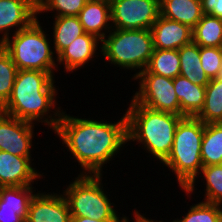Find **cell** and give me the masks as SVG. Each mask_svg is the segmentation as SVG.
<instances>
[{
    "mask_svg": "<svg viewBox=\"0 0 222 222\" xmlns=\"http://www.w3.org/2000/svg\"><path fill=\"white\" fill-rule=\"evenodd\" d=\"M100 120L78 118L62 111L54 130L79 163L82 169L79 174L104 175V165L114 160L128 143L126 113L114 123Z\"/></svg>",
    "mask_w": 222,
    "mask_h": 222,
    "instance_id": "6da1fadb",
    "label": "cell"
},
{
    "mask_svg": "<svg viewBox=\"0 0 222 222\" xmlns=\"http://www.w3.org/2000/svg\"><path fill=\"white\" fill-rule=\"evenodd\" d=\"M54 79L48 72L18 70L11 96L0 111L35 125L42 123L54 131L63 111L56 106L59 93Z\"/></svg>",
    "mask_w": 222,
    "mask_h": 222,
    "instance_id": "7a4b0ae2",
    "label": "cell"
},
{
    "mask_svg": "<svg viewBox=\"0 0 222 222\" xmlns=\"http://www.w3.org/2000/svg\"><path fill=\"white\" fill-rule=\"evenodd\" d=\"M125 113L128 143L138 142L139 147L162 164L172 150L174 133L183 116L152 110L132 98Z\"/></svg>",
    "mask_w": 222,
    "mask_h": 222,
    "instance_id": "3957f363",
    "label": "cell"
},
{
    "mask_svg": "<svg viewBox=\"0 0 222 222\" xmlns=\"http://www.w3.org/2000/svg\"><path fill=\"white\" fill-rule=\"evenodd\" d=\"M205 124L196 117H183L177 124L172 150L163 162L178 182L180 189H185L200 173L201 145Z\"/></svg>",
    "mask_w": 222,
    "mask_h": 222,
    "instance_id": "277c9868",
    "label": "cell"
},
{
    "mask_svg": "<svg viewBox=\"0 0 222 222\" xmlns=\"http://www.w3.org/2000/svg\"><path fill=\"white\" fill-rule=\"evenodd\" d=\"M154 52L151 29H114L101 44L100 57L120 69L135 71L132 77L144 71ZM138 69V70H137Z\"/></svg>",
    "mask_w": 222,
    "mask_h": 222,
    "instance_id": "5b68a950",
    "label": "cell"
},
{
    "mask_svg": "<svg viewBox=\"0 0 222 222\" xmlns=\"http://www.w3.org/2000/svg\"><path fill=\"white\" fill-rule=\"evenodd\" d=\"M38 19L8 37L1 45L10 54L18 70L44 71L54 77L58 65L57 57L51 48L52 38H48L49 35Z\"/></svg>",
    "mask_w": 222,
    "mask_h": 222,
    "instance_id": "8992f818",
    "label": "cell"
},
{
    "mask_svg": "<svg viewBox=\"0 0 222 222\" xmlns=\"http://www.w3.org/2000/svg\"><path fill=\"white\" fill-rule=\"evenodd\" d=\"M103 175L78 174L63 190L71 216L95 220H122L103 188ZM106 192V193H105Z\"/></svg>",
    "mask_w": 222,
    "mask_h": 222,
    "instance_id": "52a82bcc",
    "label": "cell"
},
{
    "mask_svg": "<svg viewBox=\"0 0 222 222\" xmlns=\"http://www.w3.org/2000/svg\"><path fill=\"white\" fill-rule=\"evenodd\" d=\"M139 81L132 99L156 111L180 115V103L175 93L173 79L153 73H139L131 78Z\"/></svg>",
    "mask_w": 222,
    "mask_h": 222,
    "instance_id": "ba28073f",
    "label": "cell"
},
{
    "mask_svg": "<svg viewBox=\"0 0 222 222\" xmlns=\"http://www.w3.org/2000/svg\"><path fill=\"white\" fill-rule=\"evenodd\" d=\"M114 29H151L160 15V0H109Z\"/></svg>",
    "mask_w": 222,
    "mask_h": 222,
    "instance_id": "9c48e42d",
    "label": "cell"
},
{
    "mask_svg": "<svg viewBox=\"0 0 222 222\" xmlns=\"http://www.w3.org/2000/svg\"><path fill=\"white\" fill-rule=\"evenodd\" d=\"M34 126L0 111V151L31 157V151L34 150Z\"/></svg>",
    "mask_w": 222,
    "mask_h": 222,
    "instance_id": "30bf717a",
    "label": "cell"
},
{
    "mask_svg": "<svg viewBox=\"0 0 222 222\" xmlns=\"http://www.w3.org/2000/svg\"><path fill=\"white\" fill-rule=\"evenodd\" d=\"M38 16L37 0H0V44Z\"/></svg>",
    "mask_w": 222,
    "mask_h": 222,
    "instance_id": "8fae6325",
    "label": "cell"
},
{
    "mask_svg": "<svg viewBox=\"0 0 222 222\" xmlns=\"http://www.w3.org/2000/svg\"><path fill=\"white\" fill-rule=\"evenodd\" d=\"M31 158L0 151V187L37 184V179L43 178L44 173L33 167L34 159Z\"/></svg>",
    "mask_w": 222,
    "mask_h": 222,
    "instance_id": "7c38bea8",
    "label": "cell"
},
{
    "mask_svg": "<svg viewBox=\"0 0 222 222\" xmlns=\"http://www.w3.org/2000/svg\"><path fill=\"white\" fill-rule=\"evenodd\" d=\"M37 191L30 201L25 222H70L68 203L62 193Z\"/></svg>",
    "mask_w": 222,
    "mask_h": 222,
    "instance_id": "4fadbf2b",
    "label": "cell"
},
{
    "mask_svg": "<svg viewBox=\"0 0 222 222\" xmlns=\"http://www.w3.org/2000/svg\"><path fill=\"white\" fill-rule=\"evenodd\" d=\"M101 44L102 40L85 32L56 56L57 65L63 64L64 72L73 73L82 66L88 65L89 61H94L93 58L99 57L97 53L98 51L101 53Z\"/></svg>",
    "mask_w": 222,
    "mask_h": 222,
    "instance_id": "5bb4252c",
    "label": "cell"
},
{
    "mask_svg": "<svg viewBox=\"0 0 222 222\" xmlns=\"http://www.w3.org/2000/svg\"><path fill=\"white\" fill-rule=\"evenodd\" d=\"M154 49H175L192 42V29L161 15L151 27Z\"/></svg>",
    "mask_w": 222,
    "mask_h": 222,
    "instance_id": "9a60e30c",
    "label": "cell"
},
{
    "mask_svg": "<svg viewBox=\"0 0 222 222\" xmlns=\"http://www.w3.org/2000/svg\"><path fill=\"white\" fill-rule=\"evenodd\" d=\"M84 32L102 40L111 30V12L109 0H88L77 16Z\"/></svg>",
    "mask_w": 222,
    "mask_h": 222,
    "instance_id": "2e32d148",
    "label": "cell"
},
{
    "mask_svg": "<svg viewBox=\"0 0 222 222\" xmlns=\"http://www.w3.org/2000/svg\"><path fill=\"white\" fill-rule=\"evenodd\" d=\"M173 85L180 103V116L196 117L204 106L206 86L193 84L181 75L173 79Z\"/></svg>",
    "mask_w": 222,
    "mask_h": 222,
    "instance_id": "e0dca14e",
    "label": "cell"
},
{
    "mask_svg": "<svg viewBox=\"0 0 222 222\" xmlns=\"http://www.w3.org/2000/svg\"><path fill=\"white\" fill-rule=\"evenodd\" d=\"M160 15L193 29L204 14L201 0H160Z\"/></svg>",
    "mask_w": 222,
    "mask_h": 222,
    "instance_id": "ac0fdd59",
    "label": "cell"
},
{
    "mask_svg": "<svg viewBox=\"0 0 222 222\" xmlns=\"http://www.w3.org/2000/svg\"><path fill=\"white\" fill-rule=\"evenodd\" d=\"M198 178L204 179L202 180L206 188H204V202L222 205V164L203 166L198 176L182 189L187 197L190 198L192 193L194 195V190H198L195 187Z\"/></svg>",
    "mask_w": 222,
    "mask_h": 222,
    "instance_id": "d6986e66",
    "label": "cell"
},
{
    "mask_svg": "<svg viewBox=\"0 0 222 222\" xmlns=\"http://www.w3.org/2000/svg\"><path fill=\"white\" fill-rule=\"evenodd\" d=\"M179 51L180 75L189 79L193 84L206 86L210 79L201 66L200 46L193 41L182 46Z\"/></svg>",
    "mask_w": 222,
    "mask_h": 222,
    "instance_id": "ffe728a7",
    "label": "cell"
},
{
    "mask_svg": "<svg viewBox=\"0 0 222 222\" xmlns=\"http://www.w3.org/2000/svg\"><path fill=\"white\" fill-rule=\"evenodd\" d=\"M52 24V48L56 56L69 46V44H71L77 37L85 33L77 16L54 17V22Z\"/></svg>",
    "mask_w": 222,
    "mask_h": 222,
    "instance_id": "44dd1931",
    "label": "cell"
},
{
    "mask_svg": "<svg viewBox=\"0 0 222 222\" xmlns=\"http://www.w3.org/2000/svg\"><path fill=\"white\" fill-rule=\"evenodd\" d=\"M201 160L203 166L222 164V122L205 124Z\"/></svg>",
    "mask_w": 222,
    "mask_h": 222,
    "instance_id": "7402d4cb",
    "label": "cell"
},
{
    "mask_svg": "<svg viewBox=\"0 0 222 222\" xmlns=\"http://www.w3.org/2000/svg\"><path fill=\"white\" fill-rule=\"evenodd\" d=\"M140 73H153L174 79L180 75L179 51L154 49L146 69Z\"/></svg>",
    "mask_w": 222,
    "mask_h": 222,
    "instance_id": "603a6c76",
    "label": "cell"
},
{
    "mask_svg": "<svg viewBox=\"0 0 222 222\" xmlns=\"http://www.w3.org/2000/svg\"><path fill=\"white\" fill-rule=\"evenodd\" d=\"M192 41L202 47H220L222 19L204 14L192 29Z\"/></svg>",
    "mask_w": 222,
    "mask_h": 222,
    "instance_id": "cb8c5ba5",
    "label": "cell"
},
{
    "mask_svg": "<svg viewBox=\"0 0 222 222\" xmlns=\"http://www.w3.org/2000/svg\"><path fill=\"white\" fill-rule=\"evenodd\" d=\"M204 124L222 122V80L210 79L206 85L204 106L196 116Z\"/></svg>",
    "mask_w": 222,
    "mask_h": 222,
    "instance_id": "d4e9b609",
    "label": "cell"
},
{
    "mask_svg": "<svg viewBox=\"0 0 222 222\" xmlns=\"http://www.w3.org/2000/svg\"><path fill=\"white\" fill-rule=\"evenodd\" d=\"M34 189L33 185L0 187V208L29 209Z\"/></svg>",
    "mask_w": 222,
    "mask_h": 222,
    "instance_id": "484cf974",
    "label": "cell"
},
{
    "mask_svg": "<svg viewBox=\"0 0 222 222\" xmlns=\"http://www.w3.org/2000/svg\"><path fill=\"white\" fill-rule=\"evenodd\" d=\"M17 71L10 54L0 44V109L11 96Z\"/></svg>",
    "mask_w": 222,
    "mask_h": 222,
    "instance_id": "4316f807",
    "label": "cell"
},
{
    "mask_svg": "<svg viewBox=\"0 0 222 222\" xmlns=\"http://www.w3.org/2000/svg\"><path fill=\"white\" fill-rule=\"evenodd\" d=\"M180 219L171 222H220L222 219V205L207 203L203 200L192 204ZM182 218V219H181Z\"/></svg>",
    "mask_w": 222,
    "mask_h": 222,
    "instance_id": "83f0119b",
    "label": "cell"
},
{
    "mask_svg": "<svg viewBox=\"0 0 222 222\" xmlns=\"http://www.w3.org/2000/svg\"><path fill=\"white\" fill-rule=\"evenodd\" d=\"M88 0H37V14L54 13L58 16H78ZM56 11V12H55ZM41 13V14H40ZM56 13V14H55Z\"/></svg>",
    "mask_w": 222,
    "mask_h": 222,
    "instance_id": "f1b7e54d",
    "label": "cell"
},
{
    "mask_svg": "<svg viewBox=\"0 0 222 222\" xmlns=\"http://www.w3.org/2000/svg\"><path fill=\"white\" fill-rule=\"evenodd\" d=\"M200 60L209 79L217 78L222 67L220 48L200 46Z\"/></svg>",
    "mask_w": 222,
    "mask_h": 222,
    "instance_id": "f546056e",
    "label": "cell"
},
{
    "mask_svg": "<svg viewBox=\"0 0 222 222\" xmlns=\"http://www.w3.org/2000/svg\"><path fill=\"white\" fill-rule=\"evenodd\" d=\"M28 210L0 208V222H25Z\"/></svg>",
    "mask_w": 222,
    "mask_h": 222,
    "instance_id": "4dcf8cb0",
    "label": "cell"
},
{
    "mask_svg": "<svg viewBox=\"0 0 222 222\" xmlns=\"http://www.w3.org/2000/svg\"><path fill=\"white\" fill-rule=\"evenodd\" d=\"M203 14L222 19V0H201Z\"/></svg>",
    "mask_w": 222,
    "mask_h": 222,
    "instance_id": "1f68e13d",
    "label": "cell"
},
{
    "mask_svg": "<svg viewBox=\"0 0 222 222\" xmlns=\"http://www.w3.org/2000/svg\"><path fill=\"white\" fill-rule=\"evenodd\" d=\"M132 215H133V220L134 221H131V222H163L162 220L160 221H158V220H153V219H149L148 217H145L146 216V214L144 215L143 213H140V211L139 210H134V212L132 213ZM129 217H127V216H125L124 215V218L122 219V221L121 222H130L129 221Z\"/></svg>",
    "mask_w": 222,
    "mask_h": 222,
    "instance_id": "d6a6232c",
    "label": "cell"
},
{
    "mask_svg": "<svg viewBox=\"0 0 222 222\" xmlns=\"http://www.w3.org/2000/svg\"><path fill=\"white\" fill-rule=\"evenodd\" d=\"M122 220H95L89 217L71 216L70 222H121Z\"/></svg>",
    "mask_w": 222,
    "mask_h": 222,
    "instance_id": "836d02e7",
    "label": "cell"
},
{
    "mask_svg": "<svg viewBox=\"0 0 222 222\" xmlns=\"http://www.w3.org/2000/svg\"><path fill=\"white\" fill-rule=\"evenodd\" d=\"M219 48H220L221 61H222V45H221ZM217 78H219V79L222 80V67H221V69H220V72H219V75H218Z\"/></svg>",
    "mask_w": 222,
    "mask_h": 222,
    "instance_id": "e575fe53",
    "label": "cell"
}]
</instances>
